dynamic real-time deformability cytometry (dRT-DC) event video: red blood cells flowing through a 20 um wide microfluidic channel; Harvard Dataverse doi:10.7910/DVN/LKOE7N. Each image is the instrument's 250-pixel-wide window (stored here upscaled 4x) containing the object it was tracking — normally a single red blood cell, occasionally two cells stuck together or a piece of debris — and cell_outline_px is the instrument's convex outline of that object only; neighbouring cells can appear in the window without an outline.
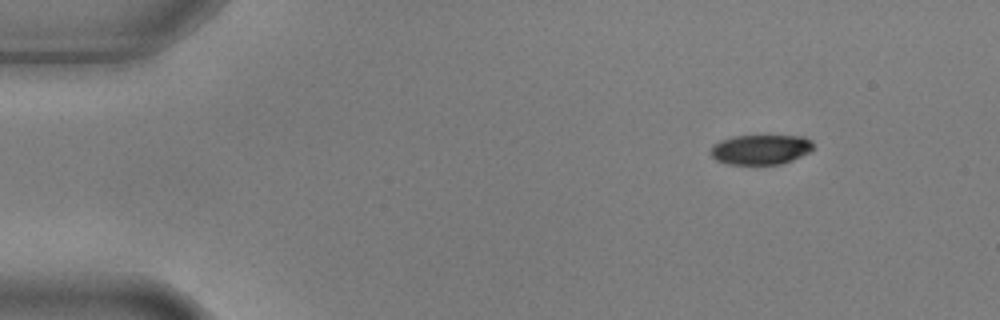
{"species": "common noctule bat (a hibernating species)", "species_latin": "Nyctalus noctula", "temperature_condition": "warm", "stored_images_in_passage": 3, "camera_frame_rate_fps": 3000, "um_per_image_px": 0.085, "animal": {"sex": "male", "body_mass_g": 17.9, "forearm_length_mm": 54.2}, "frame": {"image": 1, "passage_image": 1, "time_ms": 0.0, "image_size_px": [1000, 320], "cell_outline_px": [[812, 152], [792, 160], [780, 164], [728, 164], [716, 160], [708, 152], [712, 144], [720, 140], [732, 136], [804, 136], [812, 140]], "centroid_in_image_um": [64.64, 12.7], "position_along_channel_um": 20.4, "area_um2": 18.09}}
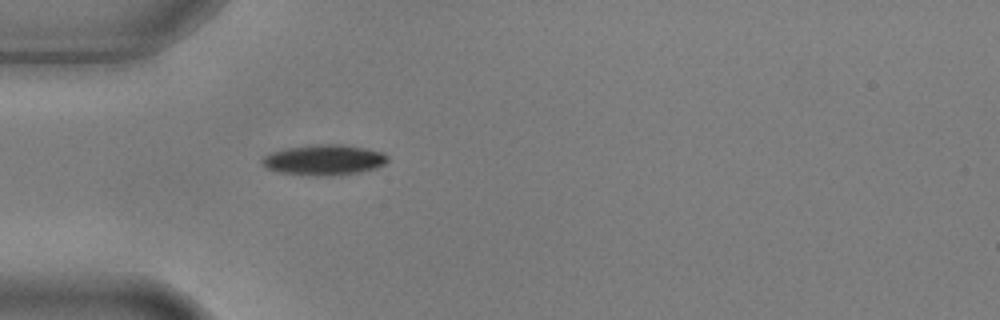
{"frame": {"image": 2, "passage_image": 3, "time_ms": 0.667, "image_size_px": [1000, 320], "cell_outline_px": [[388, 160], [384, 164], [376, 168], [360, 172], [332, 176], [308, 176], [280, 172], [264, 168], [260, 160], [264, 156], [272, 152], [288, 148], [316, 144], [340, 144], [364, 148], [384, 152], [388, 156]], "centroid_in_image_um": [27.54, 13.6], "position_along_channel_um": 57.5, "area_um2": 22.48}}